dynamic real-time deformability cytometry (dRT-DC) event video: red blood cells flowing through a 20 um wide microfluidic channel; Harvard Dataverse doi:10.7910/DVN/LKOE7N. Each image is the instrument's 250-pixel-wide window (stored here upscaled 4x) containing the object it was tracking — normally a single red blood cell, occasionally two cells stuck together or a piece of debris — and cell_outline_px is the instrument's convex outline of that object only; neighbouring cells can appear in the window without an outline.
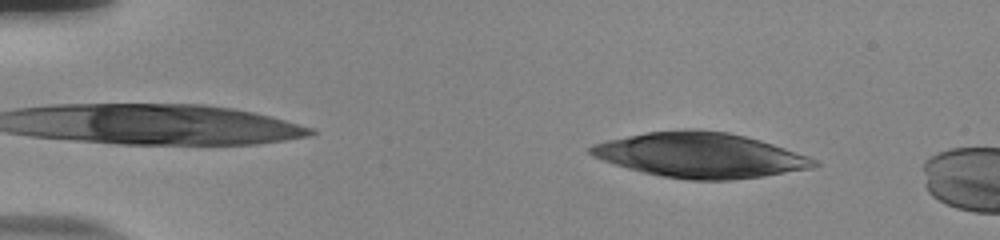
{"species": "human", "species_latin": "Homo sapiens", "temperature_condition": "room temperature", "stored_images_in_passage": 52, "camera_frame_rate_fps": 3000, "um_per_image_px": 0.085, "donor": {"sex": "male"}, "frame": {"image": 1, "passage_image": 6, "time_ms": 1.667, "image_size_px": [1000, 240], "cell_outline_px": [[820, 164], [812, 168], [760, 176], [732, 180], [692, 180], [660, 176], [628, 168], [592, 156], [588, 152], [588, 148], [592, 144], [608, 140], [648, 132], [684, 128], [696, 128], [728, 132], [760, 140], [772, 144], [816, 160]], "centroid_in_image_um": [59.48, 13.18], "position_along_channel_um": 25.5, "area_um2": 58.09}}